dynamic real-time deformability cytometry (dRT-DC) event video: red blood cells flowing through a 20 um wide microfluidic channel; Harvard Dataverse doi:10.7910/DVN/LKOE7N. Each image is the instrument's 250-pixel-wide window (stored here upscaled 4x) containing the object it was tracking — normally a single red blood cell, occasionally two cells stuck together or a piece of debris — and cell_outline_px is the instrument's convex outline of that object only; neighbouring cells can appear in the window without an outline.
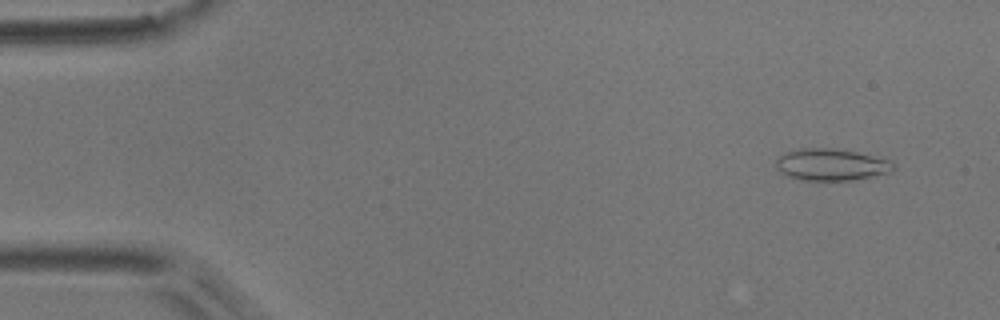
{"species": "common noctule bat (a hibernating species)", "species_latin": "Nyctalus noctula", "temperature_condition": "room temperature", "stored_images_in_passage": 3, "camera_frame_rate_fps": 3000, "um_per_image_px": 0.085, "animal": {"sex": "male", "body_mass_g": 17.9}, "frame": {"image": 1, "passage_image": 1, "time_ms": 0.0, "image_size_px": [1000, 320], "cell_outline_px": [[896, 168], [892, 172], [852, 180], [800, 180], [788, 176], [776, 168], [776, 160], [784, 152], [800, 148], [836, 148], [856, 152], [888, 160], [896, 164]], "centroid_in_image_um": [70.65, 13.99], "position_along_channel_um": 14.3, "area_um2": 21.79}}